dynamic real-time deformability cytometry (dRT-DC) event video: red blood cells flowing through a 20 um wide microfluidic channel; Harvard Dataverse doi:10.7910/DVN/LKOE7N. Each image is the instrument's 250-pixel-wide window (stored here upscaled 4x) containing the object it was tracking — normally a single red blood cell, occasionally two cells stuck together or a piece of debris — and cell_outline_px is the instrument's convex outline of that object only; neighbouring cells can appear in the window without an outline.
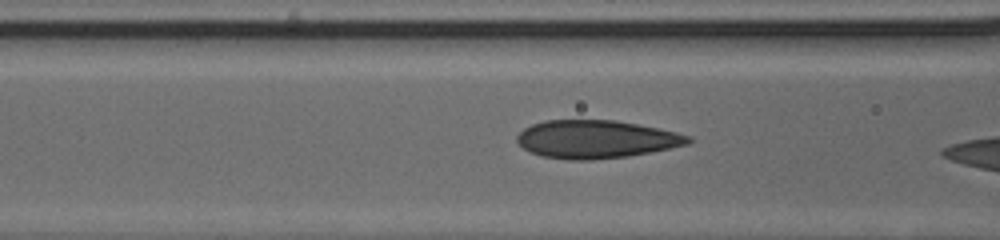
{"species": "human", "species_latin": "Homo sapiens", "temperature_condition": "cold", "stored_images_in_passage": 22, "camera_frame_rate_fps": 3000, "um_per_image_px": 0.085, "donor": {"sex": "male"}, "frame": {"image": 1, "passage_image": 20, "time_ms": 6.333, "image_size_px": [1000, 240], "cell_outline_px": [[692, 140], [688, 144], [628, 156], [592, 160], [568, 160], [544, 156], [532, 152], [524, 148], [516, 140], [516, 136], [524, 128], [532, 124], [544, 120], [616, 120], [676, 132], [692, 136]], "centroid_in_image_um": [50.65, 11.83], "position_along_channel_um": 115.9, "area_um2": 37.69}}